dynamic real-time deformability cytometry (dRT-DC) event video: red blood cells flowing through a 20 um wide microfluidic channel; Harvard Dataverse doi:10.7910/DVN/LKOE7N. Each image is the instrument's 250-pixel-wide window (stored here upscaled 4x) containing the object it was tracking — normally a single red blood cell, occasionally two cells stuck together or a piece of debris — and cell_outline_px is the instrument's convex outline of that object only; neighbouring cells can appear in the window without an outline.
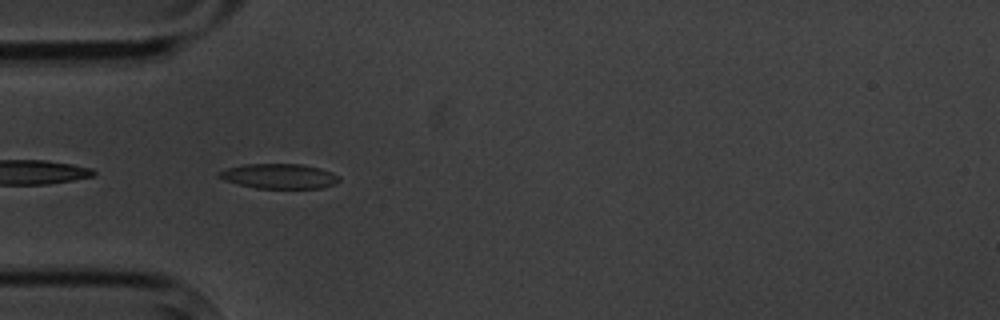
{"species": "common noctule bat (a hibernating species)", "species_latin": "Nyctalus noctula", "temperature_condition": "cold", "stored_images_in_passage": 5, "camera_frame_rate_fps": 3000, "um_per_image_px": 0.085, "animal": {"sex": "male", "body_mass_g": 20.1, "forearm_length_mm": 53.5}, "frame": {"image": 1, "passage_image": 5, "time_ms": 4.667, "image_size_px": [1000, 320], "cell_outline_px": [[340, 180], [336, 184], [320, 188], [256, 188], [224, 180], [216, 176], [216, 172], [228, 168], [244, 164], [300, 164], [320, 168], [332, 172], [340, 176]], "centroid_in_image_um": [23.74, 14.97], "position_along_channel_um": 61.3, "area_um2": 17.46}}